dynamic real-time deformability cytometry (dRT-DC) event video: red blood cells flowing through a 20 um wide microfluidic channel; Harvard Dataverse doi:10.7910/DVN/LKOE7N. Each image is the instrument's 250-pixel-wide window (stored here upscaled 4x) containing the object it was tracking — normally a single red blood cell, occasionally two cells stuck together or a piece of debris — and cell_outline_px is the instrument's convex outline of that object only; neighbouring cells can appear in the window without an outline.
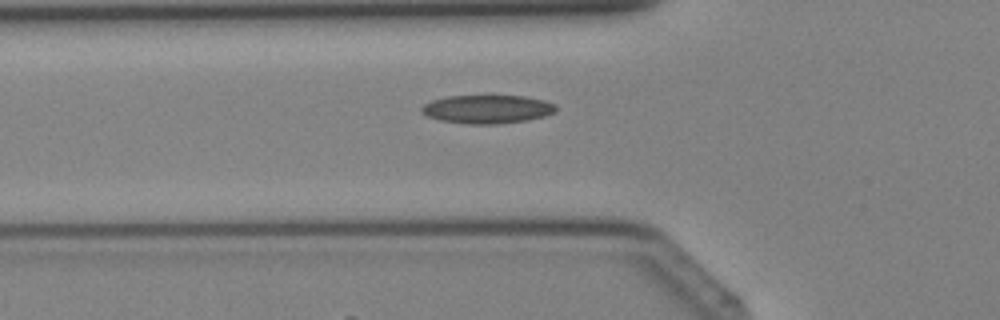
{"species": "Egyptian fruit bat (a non-hibernating species)", "species_latin": "Rousettus aegyptiacus", "temperature_condition": "cold", "stored_images_in_passage": 31, "camera_frame_rate_fps": 3000, "um_per_image_px": 0.085, "animal": {"sex": "female"}, "frame": {"image": 1, "passage_image": 7, "time_ms": 2.0, "image_size_px": [1000, 320], "cell_outline_px": [[556, 112], [544, 116], [528, 120], [496, 124], [468, 124], [440, 120], [428, 116], [420, 112], [420, 108], [424, 104], [432, 100], [448, 96], [524, 96], [544, 100], [556, 104]], "centroid_in_image_um": [41.42, 9.28], "position_along_channel_um": 84.4, "area_um2": 22.31}}
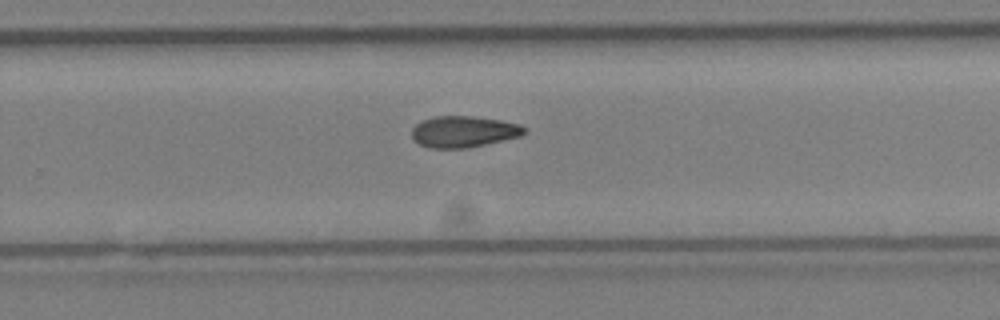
{"frame": {"image": 2, "passage_image": 19, "time_ms": 6.0, "image_size_px": [1000, 320], "cell_outline_px": [[528, 132], [520, 136], [468, 148], [428, 148], [420, 144], [412, 136], [412, 128], [420, 120], [436, 116], [472, 116], [500, 120], [520, 124], [528, 128]], "centroid_in_image_um": [39.43, 11.18], "position_along_channel_um": 290.4, "area_um2": 20.63}}
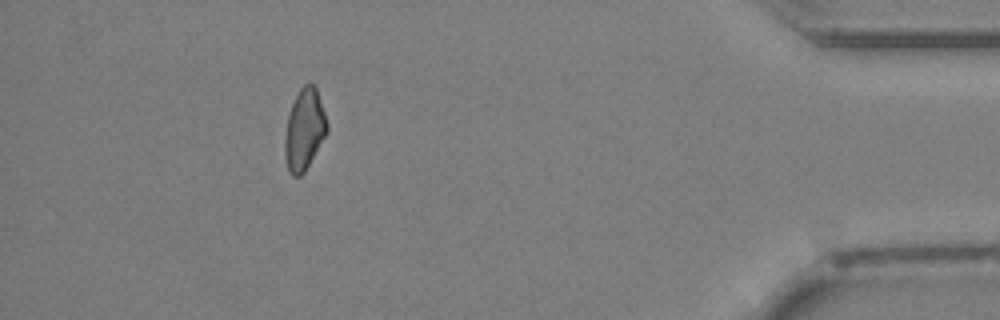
{"frame": {"image": 3, "passage_image": 29, "time_ms": 9.333, "image_size_px": [1000, 320], "cell_outline_px": [[328, 132], [304, 172], [300, 176], [292, 176], [288, 168], [284, 152], [284, 140], [288, 116], [292, 104], [300, 88], [304, 84], [312, 84], [316, 88], [328, 124]], "centroid_in_image_um": [25.87, 11.02], "position_along_channel_um": 409.3, "area_um2": 19.71}}